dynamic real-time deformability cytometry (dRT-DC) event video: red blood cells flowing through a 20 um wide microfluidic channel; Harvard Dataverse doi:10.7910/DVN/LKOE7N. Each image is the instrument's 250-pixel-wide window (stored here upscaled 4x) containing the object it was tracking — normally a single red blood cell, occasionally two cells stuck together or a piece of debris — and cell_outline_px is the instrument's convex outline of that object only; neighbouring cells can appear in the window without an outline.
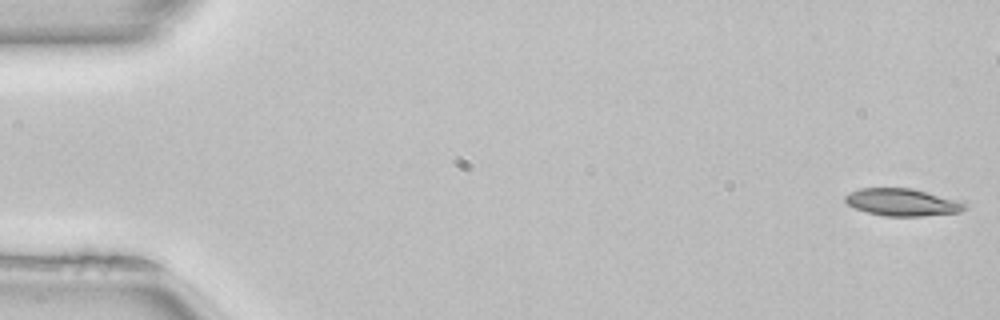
{"species": "common noctule bat (a hibernating species)", "species_latin": "Nyctalus noctula", "temperature_condition": "room temperature", "stored_images_in_passage": 52, "camera_frame_rate_fps": 3000, "um_per_image_px": 0.085, "animal": {"sex": "female", "body_mass_g": 22.7, "forearm_length_mm": 54.2}, "frame": {"image": 1, "passage_image": 1, "time_ms": 0.0, "image_size_px": [1000, 320], "cell_outline_px": [[968, 208], [960, 212], [924, 216], [884, 216], [868, 212], [856, 208], [848, 204], [844, 200], [844, 196], [860, 188], [912, 188], [964, 200], [968, 204]], "centroid_in_image_um": [76.81, 17.19], "position_along_channel_um": 8.2, "area_um2": 19.36}, "authors_computed_cell_mechanics": {"area_um2": 19.1896, "velocity_mm_per_s": 4.0346, "shape_relaxation_time_tau1_ms": 5.8278, "shape_relaxation_time_tau2_ms": null, "deformation_change_tau1": 0.1618, "deformation_change_tau2": null}}